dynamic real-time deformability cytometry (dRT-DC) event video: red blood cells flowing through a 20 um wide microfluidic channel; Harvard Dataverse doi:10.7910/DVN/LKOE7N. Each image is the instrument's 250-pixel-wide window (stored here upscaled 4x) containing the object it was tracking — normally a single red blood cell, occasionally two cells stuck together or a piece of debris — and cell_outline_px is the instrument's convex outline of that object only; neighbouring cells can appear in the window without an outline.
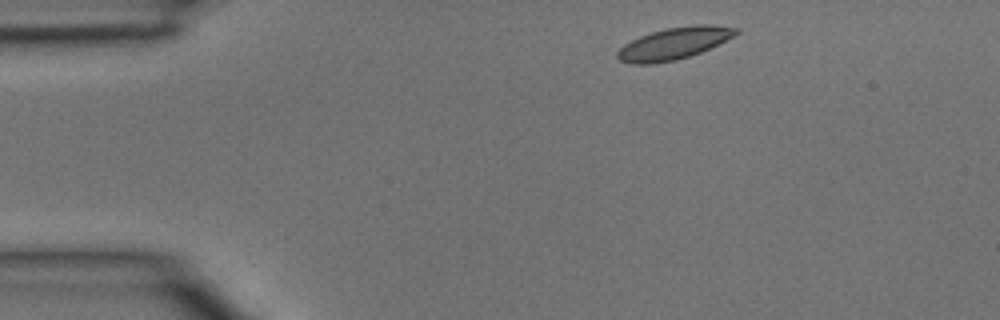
{"species": "common noctule bat (a hibernating species)", "species_latin": "Nyctalus noctula", "temperature_condition": "room temperature", "stored_images_in_passage": 3, "camera_frame_rate_fps": 3000, "um_per_image_px": 0.085, "animal": {"sex": "male", "body_mass_g": 15.6}, "frame": {"image": 1, "passage_image": 1, "time_ms": 0.0, "image_size_px": [1000, 320], "cell_outline_px": [[740, 32], [700, 52], [676, 60], [652, 64], [632, 64], [620, 60], [616, 56], [616, 52], [624, 44], [640, 36], [652, 32], [668, 28], [692, 24], [712, 24], [740, 28]], "centroid_in_image_um": [57.27, 3.68], "position_along_channel_um": 27.7, "area_um2": 21.85}}
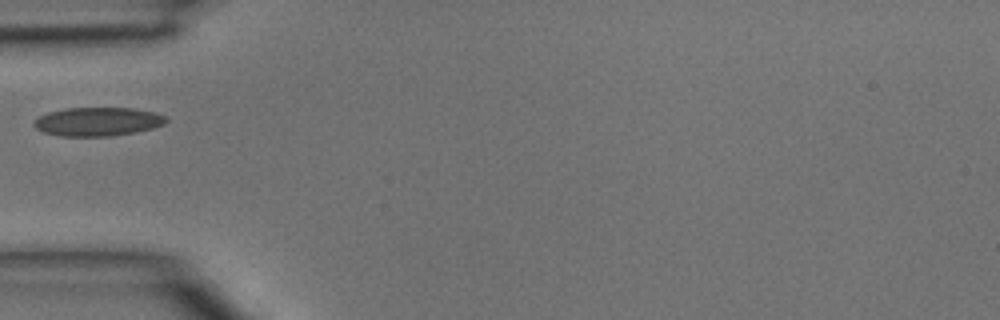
{"frame": {"image": 2, "passage_image": 3, "time_ms": 0.667, "image_size_px": [1000, 320], "cell_outline_px": [[168, 120], [164, 124], [152, 128], [136, 132], [108, 136], [60, 136], [44, 132], [36, 128], [32, 124], [40, 116], [48, 112], [64, 108], [136, 108], [168, 116]], "centroid_in_image_um": [8.32, 10.33], "position_along_channel_um": 76.7, "area_um2": 22.08}}